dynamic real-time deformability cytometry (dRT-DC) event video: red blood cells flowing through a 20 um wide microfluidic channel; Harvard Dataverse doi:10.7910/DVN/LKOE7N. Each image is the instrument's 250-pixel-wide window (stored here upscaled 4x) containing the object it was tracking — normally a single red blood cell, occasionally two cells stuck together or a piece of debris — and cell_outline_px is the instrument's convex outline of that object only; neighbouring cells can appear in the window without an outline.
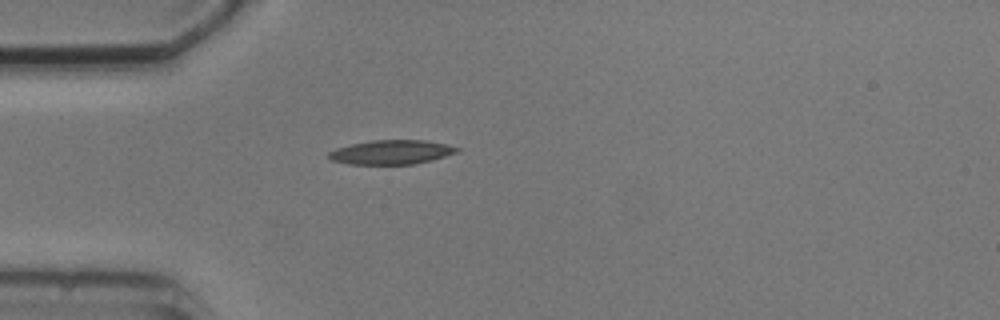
{"species": "common noctule bat (a hibernating species)", "species_latin": "Nyctalus noctula", "temperature_condition": "cold", "stored_images_in_passage": 4, "camera_frame_rate_fps": 3000, "um_per_image_px": 0.085, "animal": {"sex": "male", "body_mass_g": 20.5, "forearm_length_mm": 52.5}, "frame": {"image": 1, "passage_image": 4, "time_ms": 3.667, "image_size_px": [1000, 320], "cell_outline_px": [[460, 152], [432, 160], [412, 164], [348, 164], [332, 160], [328, 156], [328, 152], [336, 148], [352, 144], [372, 140], [424, 140], [448, 144], [460, 148]], "centroid_in_image_um": [33.31, 12.93], "position_along_channel_um": 51.7, "area_um2": 18.15}}